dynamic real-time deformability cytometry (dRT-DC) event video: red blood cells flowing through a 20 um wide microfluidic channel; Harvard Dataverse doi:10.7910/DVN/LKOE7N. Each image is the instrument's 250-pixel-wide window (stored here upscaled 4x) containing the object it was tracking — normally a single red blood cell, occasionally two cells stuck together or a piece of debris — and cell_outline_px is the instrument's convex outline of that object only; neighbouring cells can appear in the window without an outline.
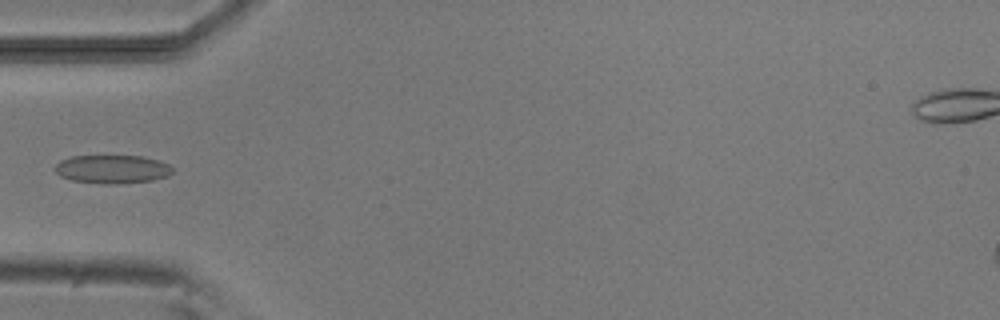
{"species": "common noctule bat (a hibernating species)", "species_latin": "Nyctalus noctula", "temperature_condition": "room temperature", "stored_images_in_passage": 8, "camera_frame_rate_fps": 3000, "um_per_image_px": 0.085, "animal": {"sex": "male", "body_mass_g": 20.5, "forearm_length_mm": 52.5}, "frame": {"image": 1, "passage_image": 4, "time_ms": 4.333, "image_size_px": [1000, 320], "cell_outline_px": [[172, 172], [168, 176], [152, 180], [116, 184], [104, 184], [72, 180], [60, 176], [52, 168], [60, 160], [72, 156], [144, 156], [168, 164], [172, 168]], "centroid_in_image_um": [9.5, 14.38], "position_along_channel_um": 75.5, "area_um2": 19.48}}
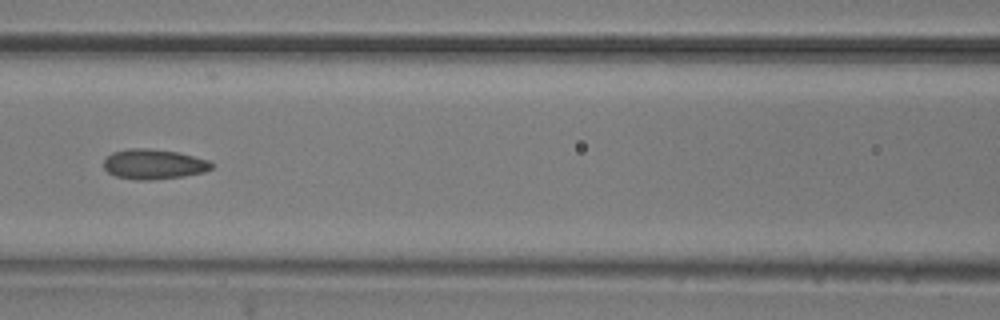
{"frame": {"image": 2, "passage_image": 6, "time_ms": 6.333, "image_size_px": [1000, 320], "cell_outline_px": [[212, 168], [204, 172], [184, 176], [148, 180], [140, 180], [116, 176], [108, 172], [104, 168], [104, 160], [112, 152], [128, 148], [148, 148], [176, 152], [208, 160], [212, 164]], "centroid_in_image_um": [13.04, 13.95], "position_along_channel_um": 153.6, "area_um2": 18.67}}
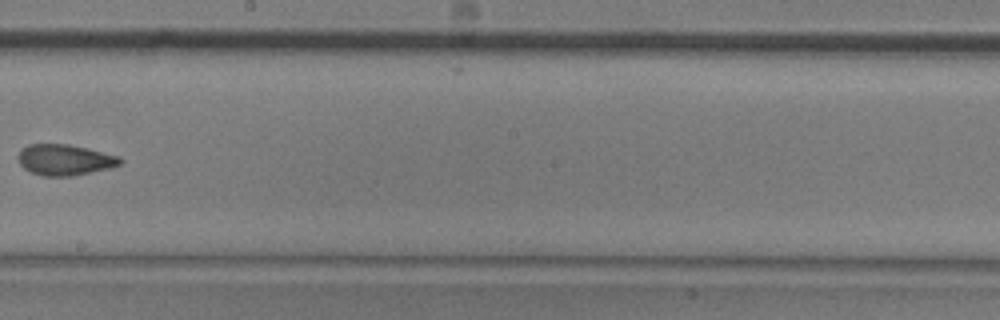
{"frame": {"image": 3, "passage_image": 8, "time_ms": 8.667, "image_size_px": [1000, 320], "cell_outline_px": [[124, 160], [120, 164], [112, 168], [72, 176], [44, 176], [32, 172], [24, 168], [20, 164], [16, 156], [28, 144], [68, 144], [88, 148], [120, 156]], "centroid_in_image_um": [5.54, 13.58], "position_along_channel_um": 242.7, "area_um2": 18.5}}